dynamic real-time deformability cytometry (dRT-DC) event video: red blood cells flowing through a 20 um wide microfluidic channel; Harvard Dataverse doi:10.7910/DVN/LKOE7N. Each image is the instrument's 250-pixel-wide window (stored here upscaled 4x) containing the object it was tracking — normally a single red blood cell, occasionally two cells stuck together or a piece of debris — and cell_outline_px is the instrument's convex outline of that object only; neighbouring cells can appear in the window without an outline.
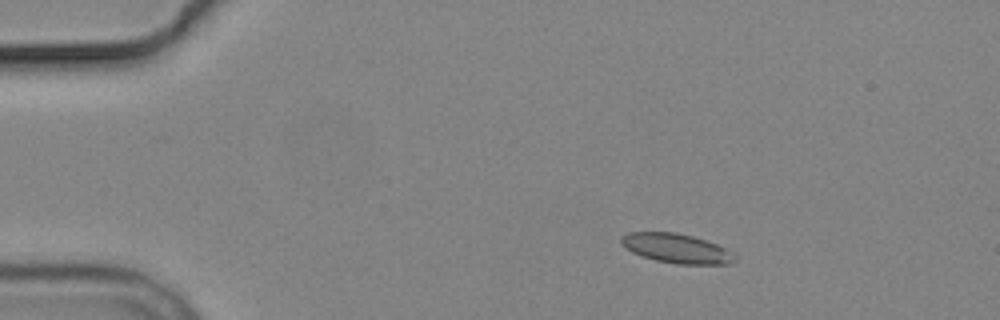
{"species": "common noctule bat (a hibernating species)", "species_latin": "Nyctalus noctula", "temperature_condition": "cold", "stored_images_in_passage": 4, "camera_frame_rate_fps": 3000, "um_per_image_px": 0.085, "animal": {"sex": "male", "body_mass_g": 19.2, "forearm_length_mm": 51.8}, "frame": {"image": 1, "passage_image": 2, "time_ms": 1.0, "image_size_px": [1000, 320], "cell_outline_px": [[736, 260], [732, 264], [676, 264], [656, 260], [632, 252], [620, 244], [620, 236], [628, 232], [676, 232], [692, 236], [716, 244], [736, 252]], "centroid_in_image_um": [57.53, 21.11], "position_along_channel_um": 27.5, "area_um2": 19.65}}